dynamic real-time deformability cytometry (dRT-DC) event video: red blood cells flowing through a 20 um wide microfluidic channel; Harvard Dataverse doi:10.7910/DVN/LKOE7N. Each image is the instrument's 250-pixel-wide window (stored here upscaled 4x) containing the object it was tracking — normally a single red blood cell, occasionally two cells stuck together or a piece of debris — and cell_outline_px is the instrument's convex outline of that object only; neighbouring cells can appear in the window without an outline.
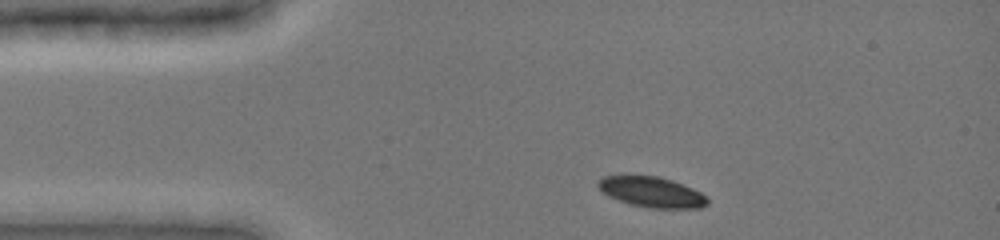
{"species": "common noctule bat (a hibernating species)", "species_latin": "Nyctalus noctula", "temperature_condition": "cold", "stored_images_in_passage": 7, "camera_frame_rate_fps": 3000, "um_per_image_px": 0.085, "animal": {"sex": "female", "body_mass_g": 19.0, "forearm_length_mm": 51.5}, "frame": {"image": 1, "passage_image": 1, "time_ms": 0.0, "image_size_px": [1000, 240], "cell_outline_px": [[708, 204], [700, 208], [648, 208], [628, 204], [608, 196], [596, 184], [596, 180], [604, 176], [624, 172], [660, 176], [672, 180], [692, 188], [708, 196]], "centroid_in_image_um": [55.33, 16.27], "position_along_channel_um": 29.7, "area_um2": 20.29}}
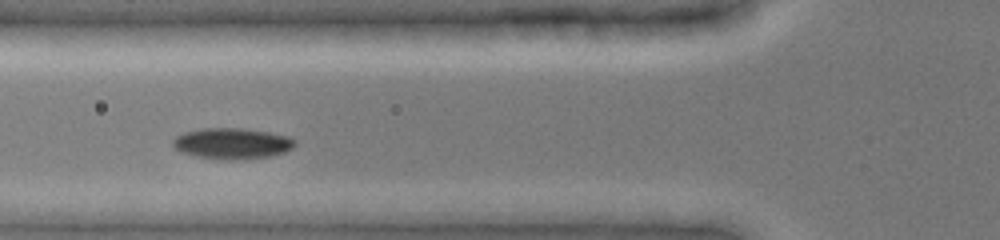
{"frame": {"image": 2, "passage_image": 4, "time_ms": 3.0, "image_size_px": [1000, 240], "cell_outline_px": [[296, 144], [292, 148], [284, 152], [272, 156], [244, 160], [228, 160], [196, 156], [180, 152], [172, 144], [172, 140], [176, 136], [184, 132], [200, 128], [244, 128], [268, 132], [288, 136], [296, 140]], "centroid_in_image_um": [19.74, 12.2], "position_along_channel_um": 106.1, "area_um2": 22.25}}
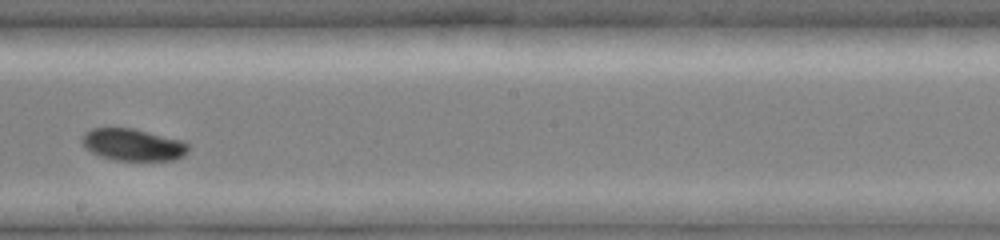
{"frame": {"image": 3, "passage_image": 7, "time_ms": 6.333, "image_size_px": [1000, 240], "cell_outline_px": [[188, 152], [184, 156], [172, 160], [116, 160], [100, 156], [92, 152], [80, 140], [84, 132], [92, 128], [132, 128], [184, 140], [188, 144]], "centroid_in_image_um": [11.33, 12.29], "position_along_channel_um": 236.9, "area_um2": 19.83}}